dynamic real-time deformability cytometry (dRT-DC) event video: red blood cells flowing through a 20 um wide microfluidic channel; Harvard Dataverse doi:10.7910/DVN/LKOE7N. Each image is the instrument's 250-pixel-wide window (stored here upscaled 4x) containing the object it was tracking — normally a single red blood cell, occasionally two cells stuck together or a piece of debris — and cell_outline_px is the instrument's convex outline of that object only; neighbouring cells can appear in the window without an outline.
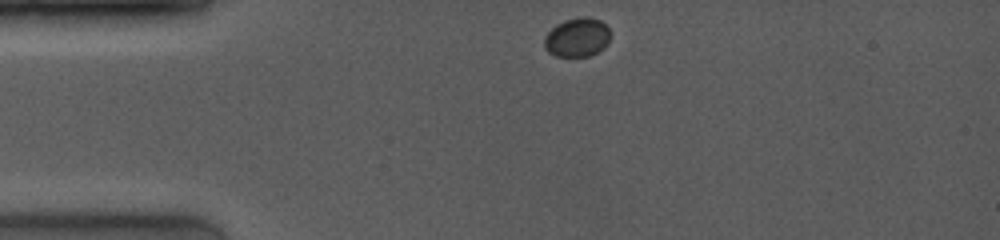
{"species": "common noctule bat (a hibernating species)", "species_latin": "Nyctalus noctula", "temperature_condition": "room temperature", "stored_images_in_passage": 44, "camera_frame_rate_fps": 4000, "um_per_image_px": 0.085, "animal": {"sex": "female", "body_mass_g": 19.0, "forearm_length_mm": 53.3}, "frame": {"image": 1, "passage_image": 1, "time_ms": 0.0, "image_size_px": [1000, 240], "cell_outline_px": [[608, 44], [604, 48], [588, 56], [556, 56], [548, 52], [544, 48], [544, 36], [556, 24], [564, 20], [580, 16], [588, 16], [600, 20], [608, 28]], "centroid_in_image_um": [49.03, 3.16], "position_along_channel_um": 36.0, "area_um2": 15.03}}
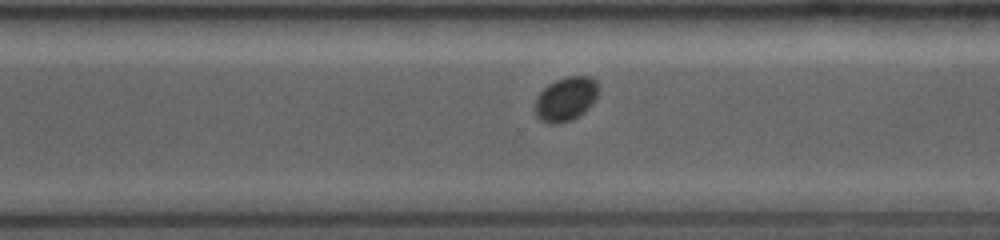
{"frame": {"image": 2, "passage_image": 31, "time_ms": 8.0, "image_size_px": [1000, 240], "cell_outline_px": [[600, 88], [592, 104], [584, 112], [572, 120], [560, 124], [548, 124], [540, 120], [536, 116], [532, 108], [536, 96], [548, 84], [556, 80], [568, 76], [588, 76], [596, 80]], "centroid_in_image_um": [48.06, 8.43], "position_along_channel_um": 322.5, "area_um2": 16.7}}
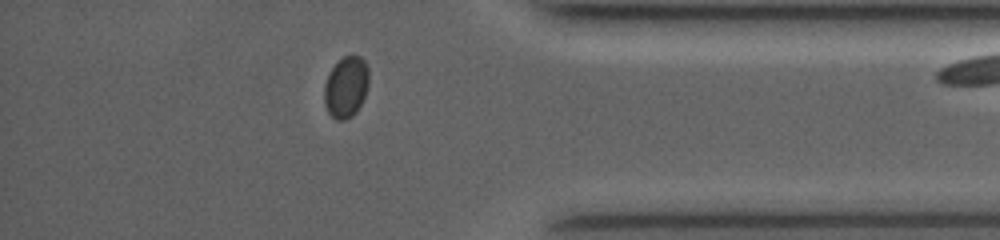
{"frame": {"image": 3, "passage_image": 39, "time_ms": 10.25, "image_size_px": [1000, 240], "cell_outline_px": [[368, 84], [364, 96], [356, 112], [352, 116], [344, 120], [336, 120], [328, 112], [324, 104], [324, 84], [328, 72], [344, 56], [360, 56], [364, 60], [368, 68]], "centroid_in_image_um": [29.39, 7.4], "position_along_channel_um": 405.8, "area_um2": 15.84}}